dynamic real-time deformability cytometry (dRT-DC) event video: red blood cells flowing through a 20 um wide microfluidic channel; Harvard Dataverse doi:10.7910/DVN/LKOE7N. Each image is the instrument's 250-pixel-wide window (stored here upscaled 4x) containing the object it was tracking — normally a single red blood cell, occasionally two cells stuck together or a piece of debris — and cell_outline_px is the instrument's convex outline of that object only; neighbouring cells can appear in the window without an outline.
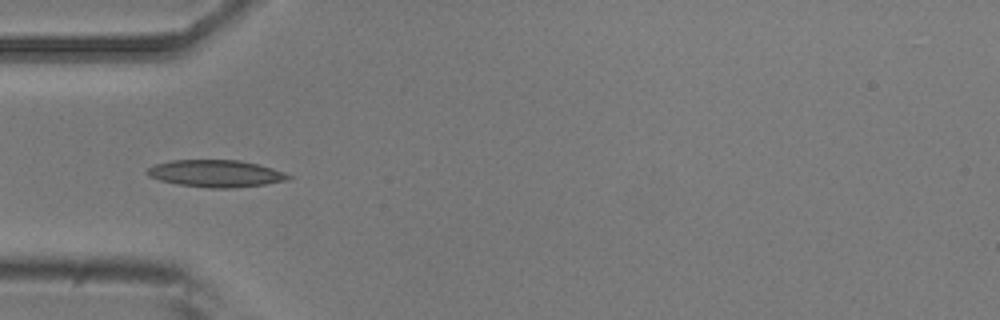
{"species": "common noctule bat (a hibernating species)", "species_latin": "Nyctalus noctula", "temperature_condition": "room temperature", "stored_images_in_passage": 8, "camera_frame_rate_fps": 3000, "um_per_image_px": 0.085, "animal": {"sex": "male", "body_mass_g": 20.5, "forearm_length_mm": 52.5}, "frame": {"image": 1, "passage_image": 4, "time_ms": 4.333, "image_size_px": [1000, 320], "cell_outline_px": [[292, 176], [288, 180], [264, 184], [232, 188], [208, 188], [180, 184], [160, 180], [148, 176], [144, 172], [148, 168], [156, 164], [172, 160], [240, 160], [260, 164], [284, 172]], "centroid_in_image_um": [18.35, 14.74], "position_along_channel_um": 66.7, "area_um2": 22.25}}
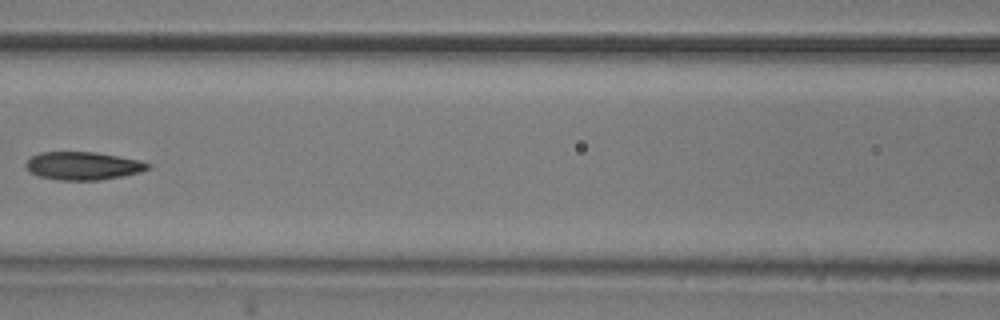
{"frame": {"image": 2, "passage_image": 6, "time_ms": 6.667, "image_size_px": [1000, 320], "cell_outline_px": [[152, 168], [140, 172], [100, 180], [60, 180], [40, 176], [28, 172], [24, 164], [32, 156], [40, 152], [96, 152], [140, 160], [152, 164]], "centroid_in_image_um": [7.07, 14.09], "position_along_channel_um": 159.5, "area_um2": 20.0}}
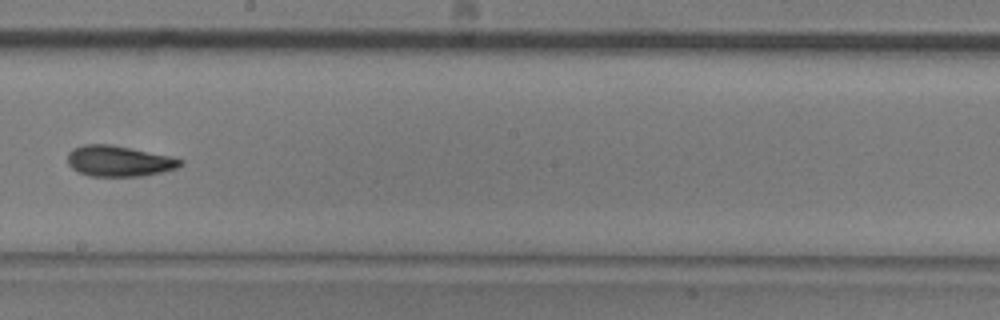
{"frame": {"image": 3, "passage_image": 8, "time_ms": 8.667, "image_size_px": [1000, 320], "cell_outline_px": [[184, 164], [176, 168], [164, 172], [144, 176], [88, 176], [76, 172], [68, 164], [68, 152], [72, 148], [84, 144], [112, 144], [172, 156], [184, 160]], "centroid_in_image_um": [10.12, 13.69], "position_along_channel_um": 238.1, "area_um2": 20.63}}